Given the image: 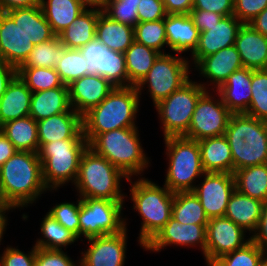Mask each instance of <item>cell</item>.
I'll list each match as a JSON object with an SVG mask.
<instances>
[{
  "label": "cell",
  "mask_w": 267,
  "mask_h": 266,
  "mask_svg": "<svg viewBox=\"0 0 267 266\" xmlns=\"http://www.w3.org/2000/svg\"><path fill=\"white\" fill-rule=\"evenodd\" d=\"M235 47L243 67L253 70L267 69V37L249 24H242L239 28Z\"/></svg>",
  "instance_id": "24"
},
{
  "label": "cell",
  "mask_w": 267,
  "mask_h": 266,
  "mask_svg": "<svg viewBox=\"0 0 267 266\" xmlns=\"http://www.w3.org/2000/svg\"><path fill=\"white\" fill-rule=\"evenodd\" d=\"M253 69L242 67L233 72L216 90L223 104L232 114L247 113L252 98L251 79Z\"/></svg>",
  "instance_id": "23"
},
{
  "label": "cell",
  "mask_w": 267,
  "mask_h": 266,
  "mask_svg": "<svg viewBox=\"0 0 267 266\" xmlns=\"http://www.w3.org/2000/svg\"><path fill=\"white\" fill-rule=\"evenodd\" d=\"M266 253L250 241L244 247L214 260L209 266H257Z\"/></svg>",
  "instance_id": "44"
},
{
  "label": "cell",
  "mask_w": 267,
  "mask_h": 266,
  "mask_svg": "<svg viewBox=\"0 0 267 266\" xmlns=\"http://www.w3.org/2000/svg\"><path fill=\"white\" fill-rule=\"evenodd\" d=\"M242 23L234 16H223L221 20L206 31L200 32L198 45L192 54V64L196 65L203 57L221 49L235 45L236 36Z\"/></svg>",
  "instance_id": "19"
},
{
  "label": "cell",
  "mask_w": 267,
  "mask_h": 266,
  "mask_svg": "<svg viewBox=\"0 0 267 266\" xmlns=\"http://www.w3.org/2000/svg\"><path fill=\"white\" fill-rule=\"evenodd\" d=\"M212 96L206 91L199 98L191 118L190 127L184 137L200 141L225 134L232 113L223 104L219 94L218 99Z\"/></svg>",
  "instance_id": "12"
},
{
  "label": "cell",
  "mask_w": 267,
  "mask_h": 266,
  "mask_svg": "<svg viewBox=\"0 0 267 266\" xmlns=\"http://www.w3.org/2000/svg\"><path fill=\"white\" fill-rule=\"evenodd\" d=\"M0 64H6L5 58H4L3 53L1 51V47H0Z\"/></svg>",
  "instance_id": "63"
},
{
  "label": "cell",
  "mask_w": 267,
  "mask_h": 266,
  "mask_svg": "<svg viewBox=\"0 0 267 266\" xmlns=\"http://www.w3.org/2000/svg\"><path fill=\"white\" fill-rule=\"evenodd\" d=\"M252 234L251 241L267 252V201L263 202L260 220Z\"/></svg>",
  "instance_id": "53"
},
{
  "label": "cell",
  "mask_w": 267,
  "mask_h": 266,
  "mask_svg": "<svg viewBox=\"0 0 267 266\" xmlns=\"http://www.w3.org/2000/svg\"><path fill=\"white\" fill-rule=\"evenodd\" d=\"M204 172L233 174V158L226 137L218 136L198 141Z\"/></svg>",
  "instance_id": "28"
},
{
  "label": "cell",
  "mask_w": 267,
  "mask_h": 266,
  "mask_svg": "<svg viewBox=\"0 0 267 266\" xmlns=\"http://www.w3.org/2000/svg\"><path fill=\"white\" fill-rule=\"evenodd\" d=\"M189 16L199 32L206 31V27L213 26L223 17L221 14L200 9H191Z\"/></svg>",
  "instance_id": "52"
},
{
  "label": "cell",
  "mask_w": 267,
  "mask_h": 266,
  "mask_svg": "<svg viewBox=\"0 0 267 266\" xmlns=\"http://www.w3.org/2000/svg\"><path fill=\"white\" fill-rule=\"evenodd\" d=\"M251 91L252 98L246 114L267 122V69L252 72Z\"/></svg>",
  "instance_id": "43"
},
{
  "label": "cell",
  "mask_w": 267,
  "mask_h": 266,
  "mask_svg": "<svg viewBox=\"0 0 267 266\" xmlns=\"http://www.w3.org/2000/svg\"><path fill=\"white\" fill-rule=\"evenodd\" d=\"M39 149L60 140H86L82 116L70 108L67 112L37 121Z\"/></svg>",
  "instance_id": "20"
},
{
  "label": "cell",
  "mask_w": 267,
  "mask_h": 266,
  "mask_svg": "<svg viewBox=\"0 0 267 266\" xmlns=\"http://www.w3.org/2000/svg\"><path fill=\"white\" fill-rule=\"evenodd\" d=\"M131 180L129 178L127 182L131 184L133 210L142 218L138 242L144 248L170 220L174 193L165 185L160 187L145 177Z\"/></svg>",
  "instance_id": "3"
},
{
  "label": "cell",
  "mask_w": 267,
  "mask_h": 266,
  "mask_svg": "<svg viewBox=\"0 0 267 266\" xmlns=\"http://www.w3.org/2000/svg\"><path fill=\"white\" fill-rule=\"evenodd\" d=\"M88 147L128 178H132V175L142 177L141 174L150 163L142 148L138 128H121L98 134Z\"/></svg>",
  "instance_id": "5"
},
{
  "label": "cell",
  "mask_w": 267,
  "mask_h": 266,
  "mask_svg": "<svg viewBox=\"0 0 267 266\" xmlns=\"http://www.w3.org/2000/svg\"><path fill=\"white\" fill-rule=\"evenodd\" d=\"M204 180L193 192L202 204L208 219L223 217L229 198L235 190V178L231 173L205 172Z\"/></svg>",
  "instance_id": "14"
},
{
  "label": "cell",
  "mask_w": 267,
  "mask_h": 266,
  "mask_svg": "<svg viewBox=\"0 0 267 266\" xmlns=\"http://www.w3.org/2000/svg\"><path fill=\"white\" fill-rule=\"evenodd\" d=\"M0 47L6 64L17 69L34 48V44L19 25L15 24L5 12H0Z\"/></svg>",
  "instance_id": "21"
},
{
  "label": "cell",
  "mask_w": 267,
  "mask_h": 266,
  "mask_svg": "<svg viewBox=\"0 0 267 266\" xmlns=\"http://www.w3.org/2000/svg\"><path fill=\"white\" fill-rule=\"evenodd\" d=\"M171 217L180 224H207L209 221L193 191L174 193Z\"/></svg>",
  "instance_id": "37"
},
{
  "label": "cell",
  "mask_w": 267,
  "mask_h": 266,
  "mask_svg": "<svg viewBox=\"0 0 267 266\" xmlns=\"http://www.w3.org/2000/svg\"><path fill=\"white\" fill-rule=\"evenodd\" d=\"M246 231L232 220L223 217L210 218L206 226V264L244 247L251 241L245 239Z\"/></svg>",
  "instance_id": "13"
},
{
  "label": "cell",
  "mask_w": 267,
  "mask_h": 266,
  "mask_svg": "<svg viewBox=\"0 0 267 266\" xmlns=\"http://www.w3.org/2000/svg\"><path fill=\"white\" fill-rule=\"evenodd\" d=\"M40 5V0H0V12Z\"/></svg>",
  "instance_id": "56"
},
{
  "label": "cell",
  "mask_w": 267,
  "mask_h": 266,
  "mask_svg": "<svg viewBox=\"0 0 267 266\" xmlns=\"http://www.w3.org/2000/svg\"><path fill=\"white\" fill-rule=\"evenodd\" d=\"M80 206L81 198L79 197L76 204L74 202H62L52 207L48 213L79 238Z\"/></svg>",
  "instance_id": "46"
},
{
  "label": "cell",
  "mask_w": 267,
  "mask_h": 266,
  "mask_svg": "<svg viewBox=\"0 0 267 266\" xmlns=\"http://www.w3.org/2000/svg\"><path fill=\"white\" fill-rule=\"evenodd\" d=\"M0 130L18 151L38 153V126L31 116L8 121Z\"/></svg>",
  "instance_id": "34"
},
{
  "label": "cell",
  "mask_w": 267,
  "mask_h": 266,
  "mask_svg": "<svg viewBox=\"0 0 267 266\" xmlns=\"http://www.w3.org/2000/svg\"><path fill=\"white\" fill-rule=\"evenodd\" d=\"M87 147V140H60L46 143L39 149L43 180L50 192L71 181L75 183L79 162Z\"/></svg>",
  "instance_id": "8"
},
{
  "label": "cell",
  "mask_w": 267,
  "mask_h": 266,
  "mask_svg": "<svg viewBox=\"0 0 267 266\" xmlns=\"http://www.w3.org/2000/svg\"><path fill=\"white\" fill-rule=\"evenodd\" d=\"M128 86H136L150 71L160 53L145 45L133 42L124 52Z\"/></svg>",
  "instance_id": "35"
},
{
  "label": "cell",
  "mask_w": 267,
  "mask_h": 266,
  "mask_svg": "<svg viewBox=\"0 0 267 266\" xmlns=\"http://www.w3.org/2000/svg\"><path fill=\"white\" fill-rule=\"evenodd\" d=\"M235 189L246 196L267 201V164L236 170Z\"/></svg>",
  "instance_id": "36"
},
{
  "label": "cell",
  "mask_w": 267,
  "mask_h": 266,
  "mask_svg": "<svg viewBox=\"0 0 267 266\" xmlns=\"http://www.w3.org/2000/svg\"><path fill=\"white\" fill-rule=\"evenodd\" d=\"M215 12L223 16L233 15L234 0H193V8Z\"/></svg>",
  "instance_id": "51"
},
{
  "label": "cell",
  "mask_w": 267,
  "mask_h": 266,
  "mask_svg": "<svg viewBox=\"0 0 267 266\" xmlns=\"http://www.w3.org/2000/svg\"><path fill=\"white\" fill-rule=\"evenodd\" d=\"M40 7L56 36L86 9L78 0H40Z\"/></svg>",
  "instance_id": "33"
},
{
  "label": "cell",
  "mask_w": 267,
  "mask_h": 266,
  "mask_svg": "<svg viewBox=\"0 0 267 266\" xmlns=\"http://www.w3.org/2000/svg\"><path fill=\"white\" fill-rule=\"evenodd\" d=\"M169 159L164 185L173 193L193 191L196 178L205 173L198 141L181 137L164 138Z\"/></svg>",
  "instance_id": "7"
},
{
  "label": "cell",
  "mask_w": 267,
  "mask_h": 266,
  "mask_svg": "<svg viewBox=\"0 0 267 266\" xmlns=\"http://www.w3.org/2000/svg\"><path fill=\"white\" fill-rule=\"evenodd\" d=\"M94 74L108 80L115 87H128V73L124 53L105 47L96 38L80 48Z\"/></svg>",
  "instance_id": "15"
},
{
  "label": "cell",
  "mask_w": 267,
  "mask_h": 266,
  "mask_svg": "<svg viewBox=\"0 0 267 266\" xmlns=\"http://www.w3.org/2000/svg\"><path fill=\"white\" fill-rule=\"evenodd\" d=\"M167 47L177 56L183 52L195 51L200 32L189 14H167L165 17ZM179 53V54H178Z\"/></svg>",
  "instance_id": "25"
},
{
  "label": "cell",
  "mask_w": 267,
  "mask_h": 266,
  "mask_svg": "<svg viewBox=\"0 0 267 266\" xmlns=\"http://www.w3.org/2000/svg\"><path fill=\"white\" fill-rule=\"evenodd\" d=\"M267 7V0H234L233 15L242 23H250Z\"/></svg>",
  "instance_id": "47"
},
{
  "label": "cell",
  "mask_w": 267,
  "mask_h": 266,
  "mask_svg": "<svg viewBox=\"0 0 267 266\" xmlns=\"http://www.w3.org/2000/svg\"><path fill=\"white\" fill-rule=\"evenodd\" d=\"M167 14H189L193 0H162Z\"/></svg>",
  "instance_id": "54"
},
{
  "label": "cell",
  "mask_w": 267,
  "mask_h": 266,
  "mask_svg": "<svg viewBox=\"0 0 267 266\" xmlns=\"http://www.w3.org/2000/svg\"><path fill=\"white\" fill-rule=\"evenodd\" d=\"M6 14L19 25L34 45L48 41L55 36L40 5L13 9Z\"/></svg>",
  "instance_id": "27"
},
{
  "label": "cell",
  "mask_w": 267,
  "mask_h": 266,
  "mask_svg": "<svg viewBox=\"0 0 267 266\" xmlns=\"http://www.w3.org/2000/svg\"><path fill=\"white\" fill-rule=\"evenodd\" d=\"M36 251L37 247L35 245L28 254L18 248L7 246L0 256V266H34Z\"/></svg>",
  "instance_id": "49"
},
{
  "label": "cell",
  "mask_w": 267,
  "mask_h": 266,
  "mask_svg": "<svg viewBox=\"0 0 267 266\" xmlns=\"http://www.w3.org/2000/svg\"><path fill=\"white\" fill-rule=\"evenodd\" d=\"M134 41L165 54L167 46L165 19L138 22L134 27ZM163 48V50H162Z\"/></svg>",
  "instance_id": "42"
},
{
  "label": "cell",
  "mask_w": 267,
  "mask_h": 266,
  "mask_svg": "<svg viewBox=\"0 0 267 266\" xmlns=\"http://www.w3.org/2000/svg\"><path fill=\"white\" fill-rule=\"evenodd\" d=\"M122 178L129 180L120 169L87 147L79 162L74 187L80 198L125 201L120 187Z\"/></svg>",
  "instance_id": "6"
},
{
  "label": "cell",
  "mask_w": 267,
  "mask_h": 266,
  "mask_svg": "<svg viewBox=\"0 0 267 266\" xmlns=\"http://www.w3.org/2000/svg\"><path fill=\"white\" fill-rule=\"evenodd\" d=\"M206 226L207 224H180L171 217L143 249L160 252L162 248L173 244L192 248L198 246L206 261Z\"/></svg>",
  "instance_id": "17"
},
{
  "label": "cell",
  "mask_w": 267,
  "mask_h": 266,
  "mask_svg": "<svg viewBox=\"0 0 267 266\" xmlns=\"http://www.w3.org/2000/svg\"><path fill=\"white\" fill-rule=\"evenodd\" d=\"M55 70L65 85L83 76L94 74V66L87 64V59L80 49L66 48L61 60L56 63Z\"/></svg>",
  "instance_id": "39"
},
{
  "label": "cell",
  "mask_w": 267,
  "mask_h": 266,
  "mask_svg": "<svg viewBox=\"0 0 267 266\" xmlns=\"http://www.w3.org/2000/svg\"><path fill=\"white\" fill-rule=\"evenodd\" d=\"M42 219L40 232L43 237L36 240L35 246L37 248L62 250V248H66L67 245L74 244L75 241H78L77 239H80L62 226L48 212Z\"/></svg>",
  "instance_id": "38"
},
{
  "label": "cell",
  "mask_w": 267,
  "mask_h": 266,
  "mask_svg": "<svg viewBox=\"0 0 267 266\" xmlns=\"http://www.w3.org/2000/svg\"><path fill=\"white\" fill-rule=\"evenodd\" d=\"M140 95L135 86L114 87L106 98L82 116L88 144L101 133L121 128H138Z\"/></svg>",
  "instance_id": "2"
},
{
  "label": "cell",
  "mask_w": 267,
  "mask_h": 266,
  "mask_svg": "<svg viewBox=\"0 0 267 266\" xmlns=\"http://www.w3.org/2000/svg\"><path fill=\"white\" fill-rule=\"evenodd\" d=\"M224 136L236 170L267 163V122L253 116L232 114Z\"/></svg>",
  "instance_id": "4"
},
{
  "label": "cell",
  "mask_w": 267,
  "mask_h": 266,
  "mask_svg": "<svg viewBox=\"0 0 267 266\" xmlns=\"http://www.w3.org/2000/svg\"><path fill=\"white\" fill-rule=\"evenodd\" d=\"M11 209L5 206L0 200V211H10Z\"/></svg>",
  "instance_id": "62"
},
{
  "label": "cell",
  "mask_w": 267,
  "mask_h": 266,
  "mask_svg": "<svg viewBox=\"0 0 267 266\" xmlns=\"http://www.w3.org/2000/svg\"><path fill=\"white\" fill-rule=\"evenodd\" d=\"M125 201L81 198L79 213V237L85 239L113 235L126 228V219L122 218Z\"/></svg>",
  "instance_id": "11"
},
{
  "label": "cell",
  "mask_w": 267,
  "mask_h": 266,
  "mask_svg": "<svg viewBox=\"0 0 267 266\" xmlns=\"http://www.w3.org/2000/svg\"><path fill=\"white\" fill-rule=\"evenodd\" d=\"M263 202L240 193L236 189L231 194L225 217L242 227L249 235L253 233L261 216Z\"/></svg>",
  "instance_id": "29"
},
{
  "label": "cell",
  "mask_w": 267,
  "mask_h": 266,
  "mask_svg": "<svg viewBox=\"0 0 267 266\" xmlns=\"http://www.w3.org/2000/svg\"><path fill=\"white\" fill-rule=\"evenodd\" d=\"M127 230L126 226L120 233L87 238L89 247L81 253L80 266H124Z\"/></svg>",
  "instance_id": "16"
},
{
  "label": "cell",
  "mask_w": 267,
  "mask_h": 266,
  "mask_svg": "<svg viewBox=\"0 0 267 266\" xmlns=\"http://www.w3.org/2000/svg\"><path fill=\"white\" fill-rule=\"evenodd\" d=\"M114 87L108 80L96 74L76 79L68 85L70 106L83 116L99 105Z\"/></svg>",
  "instance_id": "18"
},
{
  "label": "cell",
  "mask_w": 267,
  "mask_h": 266,
  "mask_svg": "<svg viewBox=\"0 0 267 266\" xmlns=\"http://www.w3.org/2000/svg\"><path fill=\"white\" fill-rule=\"evenodd\" d=\"M18 150L0 130V167Z\"/></svg>",
  "instance_id": "57"
},
{
  "label": "cell",
  "mask_w": 267,
  "mask_h": 266,
  "mask_svg": "<svg viewBox=\"0 0 267 266\" xmlns=\"http://www.w3.org/2000/svg\"><path fill=\"white\" fill-rule=\"evenodd\" d=\"M207 89L206 84L190 79L170 96L154 105L162 123L164 138L187 134L196 104Z\"/></svg>",
  "instance_id": "9"
},
{
  "label": "cell",
  "mask_w": 267,
  "mask_h": 266,
  "mask_svg": "<svg viewBox=\"0 0 267 266\" xmlns=\"http://www.w3.org/2000/svg\"><path fill=\"white\" fill-rule=\"evenodd\" d=\"M95 38L105 47L124 53L134 42V28L112 20L99 10Z\"/></svg>",
  "instance_id": "31"
},
{
  "label": "cell",
  "mask_w": 267,
  "mask_h": 266,
  "mask_svg": "<svg viewBox=\"0 0 267 266\" xmlns=\"http://www.w3.org/2000/svg\"><path fill=\"white\" fill-rule=\"evenodd\" d=\"M243 67L239 52L235 45L226 47L216 53L203 57L196 65L202 77L207 78L210 84H214L216 90L228 79L236 70Z\"/></svg>",
  "instance_id": "22"
},
{
  "label": "cell",
  "mask_w": 267,
  "mask_h": 266,
  "mask_svg": "<svg viewBox=\"0 0 267 266\" xmlns=\"http://www.w3.org/2000/svg\"><path fill=\"white\" fill-rule=\"evenodd\" d=\"M6 212H9V211H0V242L3 239L2 237H3V234L6 231V226L8 224L7 223L8 220H7V217H6L7 215H5ZM0 245H1V243H0Z\"/></svg>",
  "instance_id": "60"
},
{
  "label": "cell",
  "mask_w": 267,
  "mask_h": 266,
  "mask_svg": "<svg viewBox=\"0 0 267 266\" xmlns=\"http://www.w3.org/2000/svg\"><path fill=\"white\" fill-rule=\"evenodd\" d=\"M137 13L139 22L158 21L167 15L162 0H140Z\"/></svg>",
  "instance_id": "50"
},
{
  "label": "cell",
  "mask_w": 267,
  "mask_h": 266,
  "mask_svg": "<svg viewBox=\"0 0 267 266\" xmlns=\"http://www.w3.org/2000/svg\"><path fill=\"white\" fill-rule=\"evenodd\" d=\"M17 74L32 93L54 89L64 85L55 68L19 67Z\"/></svg>",
  "instance_id": "41"
},
{
  "label": "cell",
  "mask_w": 267,
  "mask_h": 266,
  "mask_svg": "<svg viewBox=\"0 0 267 266\" xmlns=\"http://www.w3.org/2000/svg\"><path fill=\"white\" fill-rule=\"evenodd\" d=\"M86 9H97L103 11L106 0H78Z\"/></svg>",
  "instance_id": "59"
},
{
  "label": "cell",
  "mask_w": 267,
  "mask_h": 266,
  "mask_svg": "<svg viewBox=\"0 0 267 266\" xmlns=\"http://www.w3.org/2000/svg\"><path fill=\"white\" fill-rule=\"evenodd\" d=\"M139 3L140 0H106L103 12L112 20L134 28L139 22Z\"/></svg>",
  "instance_id": "45"
},
{
  "label": "cell",
  "mask_w": 267,
  "mask_h": 266,
  "mask_svg": "<svg viewBox=\"0 0 267 266\" xmlns=\"http://www.w3.org/2000/svg\"><path fill=\"white\" fill-rule=\"evenodd\" d=\"M16 75V67L9 64H0V98L6 92L7 86Z\"/></svg>",
  "instance_id": "55"
},
{
  "label": "cell",
  "mask_w": 267,
  "mask_h": 266,
  "mask_svg": "<svg viewBox=\"0 0 267 266\" xmlns=\"http://www.w3.org/2000/svg\"><path fill=\"white\" fill-rule=\"evenodd\" d=\"M66 47L61 43L59 36L34 45L28 58L20 67H44L55 68L63 56Z\"/></svg>",
  "instance_id": "40"
},
{
  "label": "cell",
  "mask_w": 267,
  "mask_h": 266,
  "mask_svg": "<svg viewBox=\"0 0 267 266\" xmlns=\"http://www.w3.org/2000/svg\"><path fill=\"white\" fill-rule=\"evenodd\" d=\"M190 60L182 56L160 54L154 61L150 71L135 86L139 95L144 85L148 87V92L153 104L156 105L161 100L170 96L175 90L181 88L190 80Z\"/></svg>",
  "instance_id": "10"
},
{
  "label": "cell",
  "mask_w": 267,
  "mask_h": 266,
  "mask_svg": "<svg viewBox=\"0 0 267 266\" xmlns=\"http://www.w3.org/2000/svg\"><path fill=\"white\" fill-rule=\"evenodd\" d=\"M248 24L267 37V7Z\"/></svg>",
  "instance_id": "58"
},
{
  "label": "cell",
  "mask_w": 267,
  "mask_h": 266,
  "mask_svg": "<svg viewBox=\"0 0 267 266\" xmlns=\"http://www.w3.org/2000/svg\"><path fill=\"white\" fill-rule=\"evenodd\" d=\"M99 10L85 9L58 36L61 43L70 49H80L95 39Z\"/></svg>",
  "instance_id": "32"
},
{
  "label": "cell",
  "mask_w": 267,
  "mask_h": 266,
  "mask_svg": "<svg viewBox=\"0 0 267 266\" xmlns=\"http://www.w3.org/2000/svg\"><path fill=\"white\" fill-rule=\"evenodd\" d=\"M48 191L38 153L18 151L0 167V200L8 208H23Z\"/></svg>",
  "instance_id": "1"
},
{
  "label": "cell",
  "mask_w": 267,
  "mask_h": 266,
  "mask_svg": "<svg viewBox=\"0 0 267 266\" xmlns=\"http://www.w3.org/2000/svg\"><path fill=\"white\" fill-rule=\"evenodd\" d=\"M34 266H80V262L76 264L63 250L37 248Z\"/></svg>",
  "instance_id": "48"
},
{
  "label": "cell",
  "mask_w": 267,
  "mask_h": 266,
  "mask_svg": "<svg viewBox=\"0 0 267 266\" xmlns=\"http://www.w3.org/2000/svg\"><path fill=\"white\" fill-rule=\"evenodd\" d=\"M257 266H267V253L261 258Z\"/></svg>",
  "instance_id": "61"
},
{
  "label": "cell",
  "mask_w": 267,
  "mask_h": 266,
  "mask_svg": "<svg viewBox=\"0 0 267 266\" xmlns=\"http://www.w3.org/2000/svg\"><path fill=\"white\" fill-rule=\"evenodd\" d=\"M71 108L68 85L32 93L30 112L35 121L67 112Z\"/></svg>",
  "instance_id": "30"
},
{
  "label": "cell",
  "mask_w": 267,
  "mask_h": 266,
  "mask_svg": "<svg viewBox=\"0 0 267 266\" xmlns=\"http://www.w3.org/2000/svg\"><path fill=\"white\" fill-rule=\"evenodd\" d=\"M32 91L17 74L0 98V126L29 116Z\"/></svg>",
  "instance_id": "26"
}]
</instances>
